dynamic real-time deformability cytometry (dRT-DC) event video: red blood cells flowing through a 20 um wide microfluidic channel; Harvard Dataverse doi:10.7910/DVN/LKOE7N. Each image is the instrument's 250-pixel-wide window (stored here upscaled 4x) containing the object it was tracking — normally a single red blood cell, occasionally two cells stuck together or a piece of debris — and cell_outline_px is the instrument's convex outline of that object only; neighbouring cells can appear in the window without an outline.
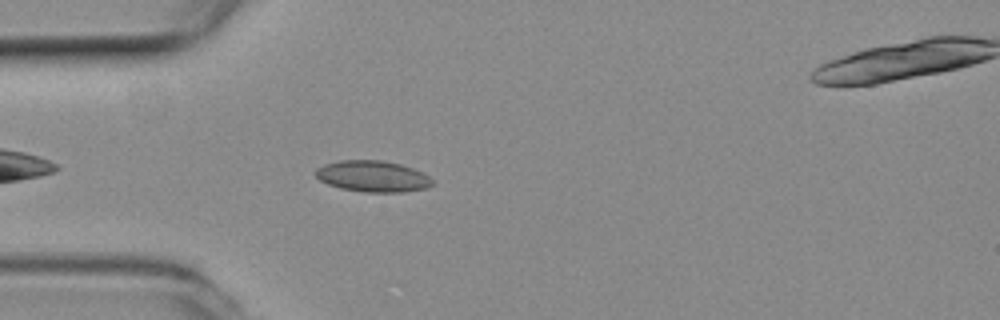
{"species": "common noctule bat (a hibernating species)", "species_latin": "Nyctalus noctula", "temperature_condition": "room temperature", "stored_images_in_passage": 43, "camera_frame_rate_fps": 3000, "um_per_image_px": 0.085, "animal": {"sex": "female", "body_mass_g": 19.3, "forearm_length_mm": 54.1}, "frame": {"image": 1, "passage_image": 4, "time_ms": 1.0, "image_size_px": [1000, 320], "cell_outline_px": [[436, 184], [428, 188], [404, 192], [364, 192], [340, 188], [328, 184], [320, 180], [316, 176], [316, 168], [324, 164], [340, 160], [380, 160], [400, 164], [412, 168], [428, 176]], "centroid_in_image_um": [31.69, 14.99], "position_along_channel_um": 53.3, "area_um2": 21.27}}
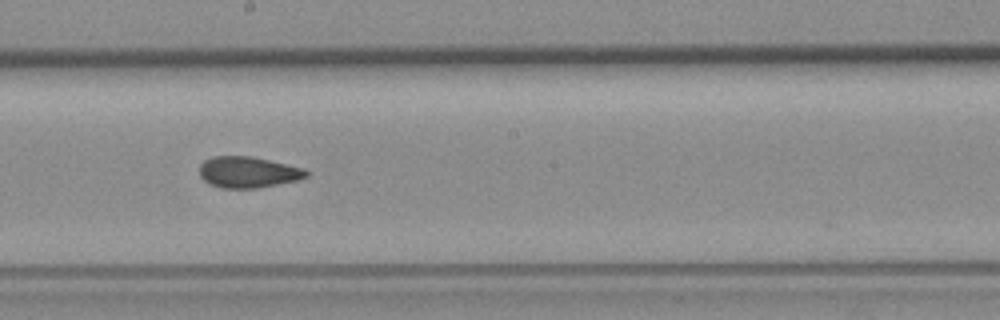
{"frame": {"image": 2, "passage_image": 18, "time_ms": 5.667, "image_size_px": [1000, 320], "cell_outline_px": [[308, 176], [296, 180], [256, 188], [220, 188], [208, 184], [200, 176], [200, 164], [204, 160], [212, 156], [252, 156], [304, 168], [308, 172]], "centroid_in_image_um": [21.04, 14.63], "position_along_channel_um": 227.2, "area_um2": 19.36}}
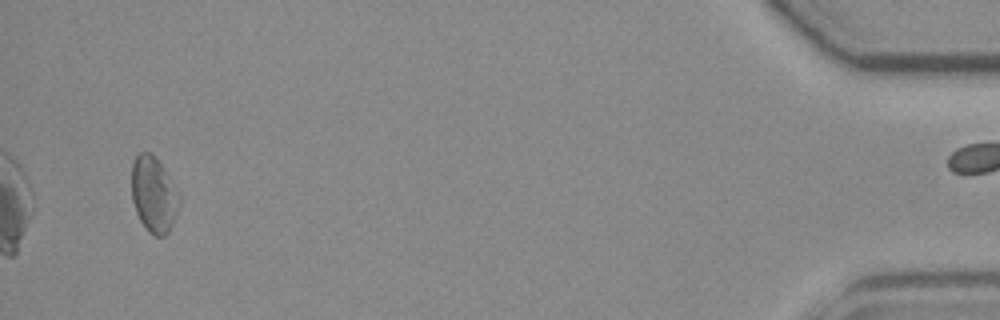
{"frame": {"image": 3, "passage_image": 40, "time_ms": 13.0, "image_size_px": [1000, 320], "cell_outline_px": [[180, 204], [172, 224], [168, 232], [164, 236], [152, 236], [148, 232], [140, 220], [136, 212], [132, 200], [132, 160], [140, 152], [152, 152], [164, 168], [180, 196]], "centroid_in_image_um": [13.06, 16.53], "position_along_channel_um": 422.1, "area_um2": 21.1}, "authors_computed_cell_mechanics": {"area_um2": 19.8254, "velocity_mm_per_s": 3.8599, "shape_relaxation_time_tau1_ms": null, "shape_relaxation_time_tau2_ms": 2.2309, "deformation_change_tau1": null, "deformation_change_tau2": 0.0818}}